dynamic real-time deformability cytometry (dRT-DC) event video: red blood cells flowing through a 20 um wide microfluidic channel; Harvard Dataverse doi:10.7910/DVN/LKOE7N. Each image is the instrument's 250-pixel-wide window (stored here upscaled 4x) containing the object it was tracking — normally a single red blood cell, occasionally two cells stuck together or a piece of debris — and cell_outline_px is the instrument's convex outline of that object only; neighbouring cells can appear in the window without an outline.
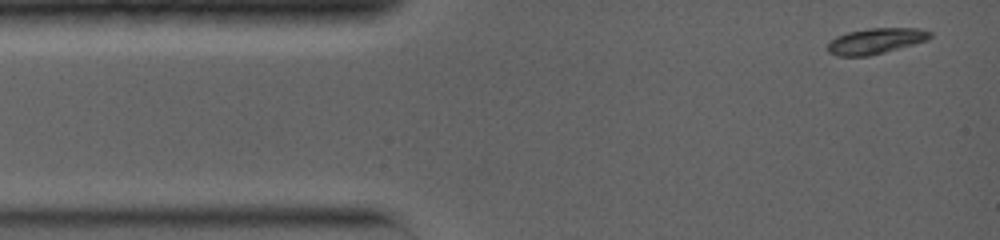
{"species": "common noctule bat (a hibernating species)", "species_latin": "Nyctalus noctula", "temperature_condition": "warm", "stored_images_in_passage": 28, "camera_frame_rate_fps": 5000, "um_per_image_px": 0.085, "animal": {"sex": "female", "body_mass_g": 19.0, "forearm_length_mm": 56.7}, "frame": {"image": 1, "passage_image": 1, "time_ms": 0.0, "image_size_px": [1000, 240], "cell_outline_px": [[932, 36], [928, 40], [884, 52], [868, 56], [836, 56], [828, 52], [828, 44], [836, 36], [848, 32], [868, 28], [920, 28], [932, 32]], "centroid_in_image_um": [74.45, 3.48], "position_along_channel_um": 10.6, "area_um2": 15.32}}
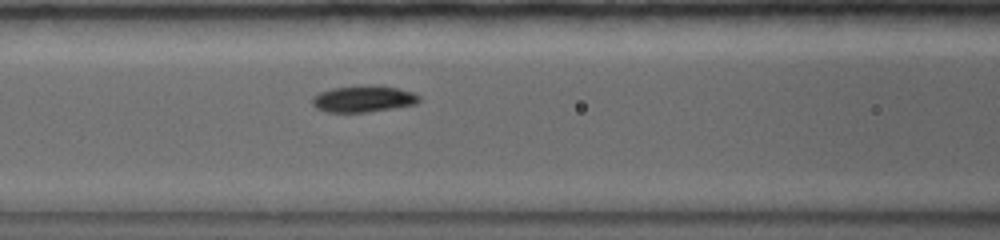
{"frame": {"image": 2, "passage_image": 11, "time_ms": 4.8, "image_size_px": [1000, 240], "cell_outline_px": [[420, 100], [416, 104], [368, 112], [324, 112], [316, 108], [312, 104], [312, 96], [320, 92], [332, 88], [364, 84], [396, 88], [412, 92], [420, 96]], "centroid_in_image_um": [30.85, 8.4], "position_along_channel_um": 135.8, "area_um2": 16.59}}
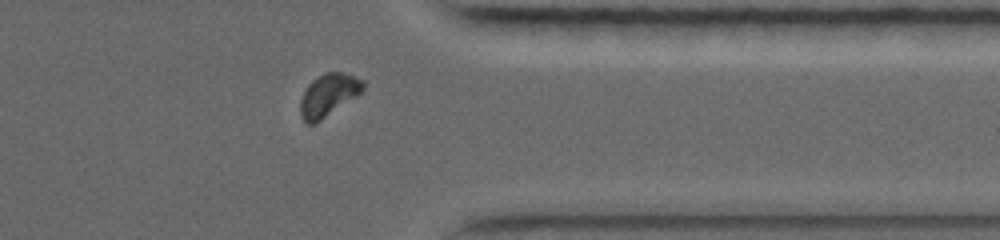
{"frame": {"image": 3, "passage_image": 25, "time_ms": 11.2, "image_size_px": [1000, 240], "cell_outline_px": [[364, 88], [356, 96], [320, 120], [312, 124], [308, 124], [300, 116], [300, 100], [308, 84], [312, 80], [324, 72], [340, 72], [356, 76], [364, 80]], "centroid_in_image_um": [27.91, 8.05], "position_along_channel_um": 383.5, "area_um2": 15.32}, "authors_computed_cell_mechanics": {"area_um2": 15.895, "velocity_mm_per_s": 3.9303, "shape_relaxation_time_tau1_ms": 2.1894, "shape_relaxation_time_tau2_ms": null, "deformation_change_tau1": 0.1548, "deformation_change_tau2": null}}